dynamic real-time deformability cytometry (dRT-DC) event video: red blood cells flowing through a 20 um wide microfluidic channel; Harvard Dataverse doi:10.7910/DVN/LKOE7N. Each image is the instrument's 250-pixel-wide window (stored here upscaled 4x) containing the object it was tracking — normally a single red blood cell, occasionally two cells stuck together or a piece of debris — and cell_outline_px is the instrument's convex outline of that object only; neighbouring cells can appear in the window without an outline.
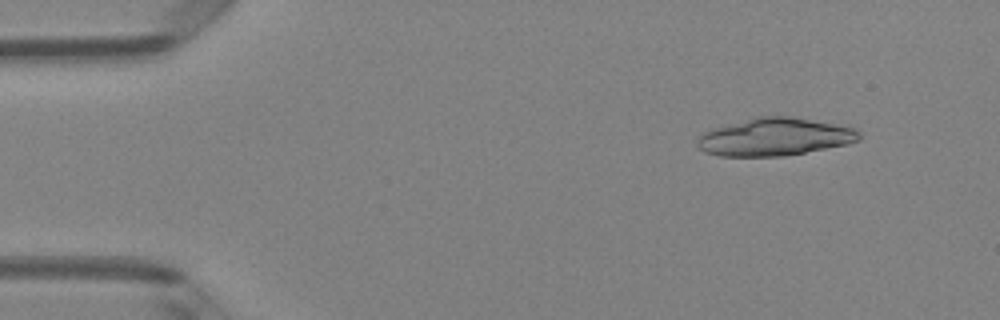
{"species": "Egyptian fruit bat (a non-hibernating species)", "species_latin": "Rousettus aegyptiacus", "temperature_condition": "room temperature", "stored_images_in_passage": 6, "camera_frame_rate_fps": 3000, "um_per_image_px": 0.085, "animal": {"sex": "female"}, "frame": {"image": 1, "passage_image": 1, "time_ms": 0.0, "image_size_px": [1000, 320], "cell_outline_px": [[860, 140], [848, 144], [784, 156], [720, 156], [704, 152], [696, 144], [696, 140], [704, 132], [712, 128], [756, 116], [792, 116], [856, 128], [860, 132]], "centroid_in_image_um": [65.84, 11.63], "position_along_channel_um": 19.2, "area_um2": 35.66}}
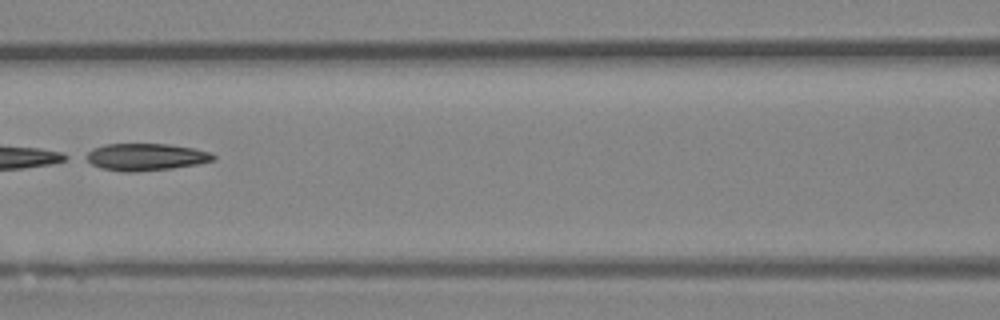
{"frame": {"image": 2, "passage_image": 5, "time_ms": 1.333, "image_size_px": [1000, 320], "cell_outline_px": [[216, 160], [196, 164], [172, 168], [136, 172], [124, 172], [100, 168], [84, 160], [80, 156], [92, 148], [104, 144], [168, 144], [192, 148], [212, 152], [216, 156]], "centroid_in_image_um": [12.32, 13.34], "position_along_channel_um": 154.3, "area_um2": 20.46}}
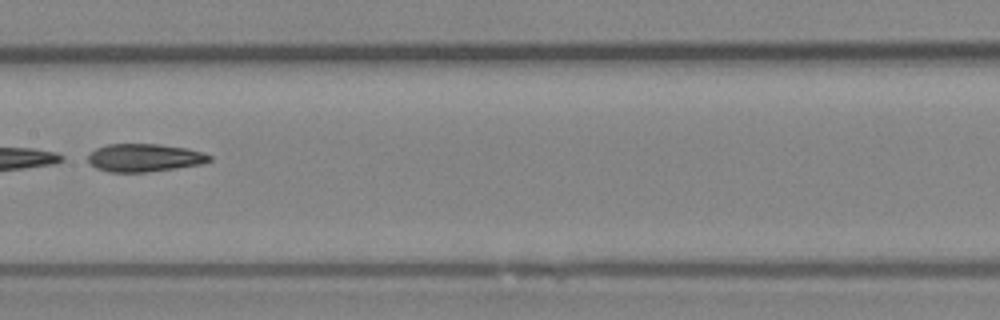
{"frame": {"image": 3, "passage_image": 6, "time_ms": 1.667, "image_size_px": [1000, 320], "cell_outline_px": [[212, 160], [204, 164], [176, 168], [144, 172], [108, 172], [96, 168], [88, 164], [88, 156], [96, 148], [108, 144], [160, 144], [188, 148], [212, 156]], "centroid_in_image_um": [12.28, 13.41], "position_along_channel_um": 195.1, "area_um2": 19.88}}